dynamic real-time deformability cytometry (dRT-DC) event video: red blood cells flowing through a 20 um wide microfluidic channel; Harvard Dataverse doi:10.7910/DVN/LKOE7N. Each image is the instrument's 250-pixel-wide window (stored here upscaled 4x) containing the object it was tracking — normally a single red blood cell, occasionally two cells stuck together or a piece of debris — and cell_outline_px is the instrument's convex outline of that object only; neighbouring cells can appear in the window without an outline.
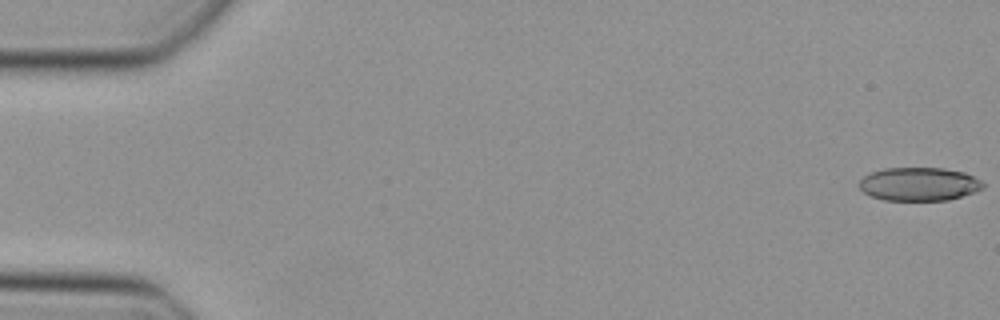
{"species": "Egyptian fruit bat (a non-hibernating species)", "species_latin": "Rousettus aegyptiacus", "temperature_condition": "cold", "stored_images_in_passage": 49, "camera_frame_rate_fps": 3000, "um_per_image_px": 0.085, "animal": {"sex": "female"}, "frame": {"image": 1, "passage_image": 1, "time_ms": 0.0, "image_size_px": [1000, 320], "cell_outline_px": [[984, 188], [948, 200], [884, 200], [872, 196], [864, 192], [860, 188], [860, 180], [864, 176], [872, 172], [884, 168], [944, 168], [964, 172], [980, 180], [984, 184]], "centroid_in_image_um": [78.12, 15.64], "position_along_channel_um": 6.9, "area_um2": 23.87}}
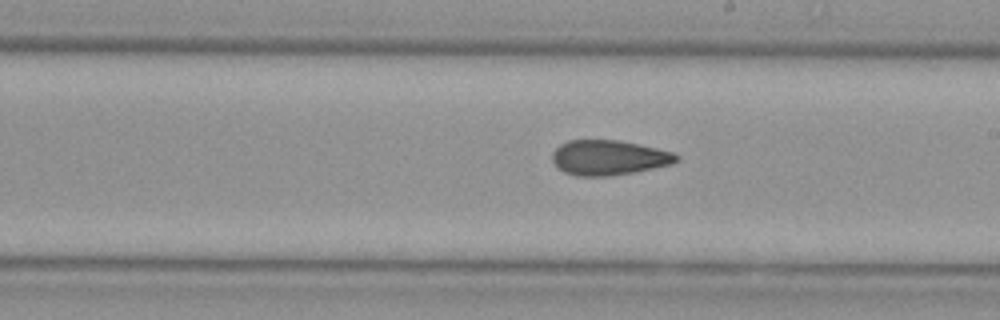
{"frame": {"image": 2, "passage_image": 28, "time_ms": 9.0, "image_size_px": [1000, 320], "cell_outline_px": [[680, 160], [672, 164], [632, 172], [608, 176], [576, 176], [564, 172], [556, 168], [552, 160], [552, 152], [560, 144], [568, 140], [616, 140], [656, 148], [672, 152], [680, 156]], "centroid_in_image_um": [51.71, 13.4], "position_along_channel_um": 237.3, "area_um2": 25.26}}
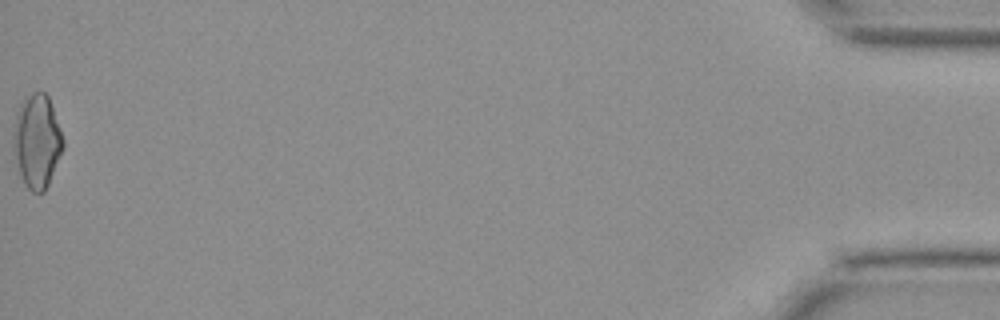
{"frame": {"image": 3, "passage_image": 49, "time_ms": 16.0, "image_size_px": [1000, 320], "cell_outline_px": [[64, 148], [48, 184], [44, 192], [32, 192], [24, 184], [12, 148], [12, 136], [16, 116], [20, 104], [24, 96], [32, 92], [44, 92], [48, 96], [64, 140]], "centroid_in_image_um": [3.13, 11.99], "position_along_channel_um": 432.1, "area_um2": 27.05}}